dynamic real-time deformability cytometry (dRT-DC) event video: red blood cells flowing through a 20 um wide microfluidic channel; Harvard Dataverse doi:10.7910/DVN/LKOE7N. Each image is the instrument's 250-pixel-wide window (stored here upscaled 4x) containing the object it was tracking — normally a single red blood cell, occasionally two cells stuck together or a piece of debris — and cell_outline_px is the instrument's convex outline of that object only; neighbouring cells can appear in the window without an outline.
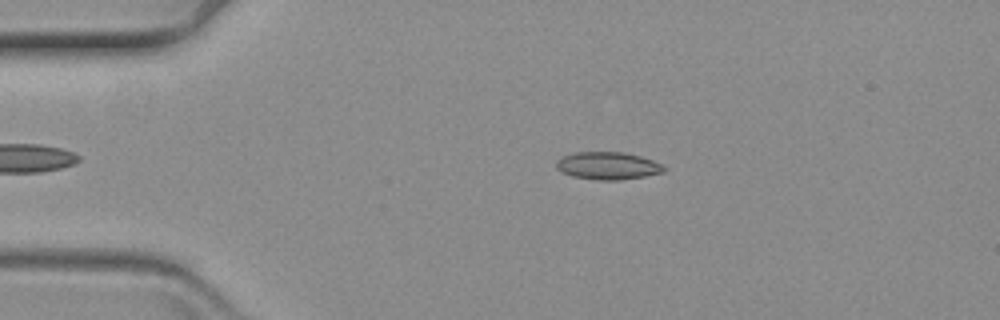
{"species": "common noctule bat (a hibernating species)", "species_latin": "Nyctalus noctula", "temperature_condition": "warm", "stored_images_in_passage": 50, "camera_frame_rate_fps": 3000, "um_per_image_px": 0.085, "animal": {"sex": "female", "body_mass_g": 19.3, "forearm_length_mm": 54.1}, "frame": {"image": 1, "passage_image": 11, "time_ms": 3.333, "image_size_px": [1000, 320], "cell_outline_px": [[664, 172], [644, 176], [620, 180], [600, 180], [572, 176], [556, 168], [556, 160], [564, 156], [576, 152], [624, 152], [640, 156], [652, 160], [660, 164], [664, 168]], "centroid_in_image_um": [51.65, 14.08], "position_along_channel_um": 33.4, "area_um2": 17.05}}
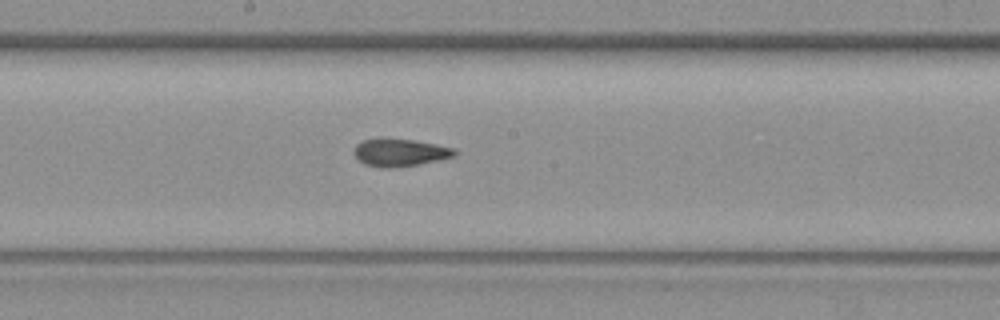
{"frame": {"image": 2, "passage_image": 31, "time_ms": 10.0, "image_size_px": [1000, 320], "cell_outline_px": [[456, 156], [416, 164], [392, 168], [380, 168], [364, 164], [352, 152], [356, 144], [364, 140], [380, 136], [412, 140], [436, 144], [452, 148], [456, 152]], "centroid_in_image_um": [33.92, 12.94], "position_along_channel_um": 214.3, "area_um2": 16.3}}
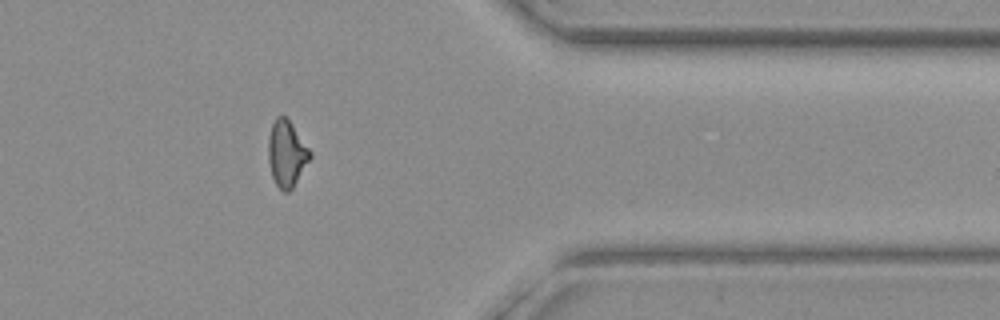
{"frame": {"image": 3, "passage_image": 48, "time_ms": 15.667, "image_size_px": [1000, 320], "cell_outline_px": [[312, 156], [292, 188], [288, 192], [284, 192], [276, 184], [272, 176], [268, 160], [268, 136], [272, 124], [276, 116], [284, 116], [288, 120], [312, 152]], "centroid_in_image_um": [24.35, 13.06], "position_along_channel_um": 387.0, "area_um2": 15.9}}